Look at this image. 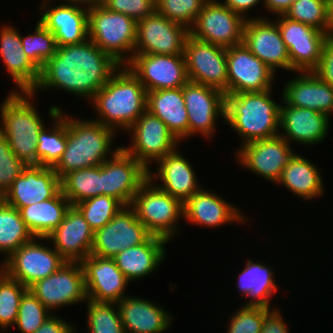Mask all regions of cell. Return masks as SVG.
<instances>
[{
    "label": "cell",
    "mask_w": 333,
    "mask_h": 333,
    "mask_svg": "<svg viewBox=\"0 0 333 333\" xmlns=\"http://www.w3.org/2000/svg\"><path fill=\"white\" fill-rule=\"evenodd\" d=\"M130 206L152 236L170 242L178 235V222L184 218L183 202L159 189L149 179L135 194Z\"/></svg>",
    "instance_id": "obj_7"
},
{
    "label": "cell",
    "mask_w": 333,
    "mask_h": 333,
    "mask_svg": "<svg viewBox=\"0 0 333 333\" xmlns=\"http://www.w3.org/2000/svg\"><path fill=\"white\" fill-rule=\"evenodd\" d=\"M27 165L11 150L7 138L0 132V196L11 187Z\"/></svg>",
    "instance_id": "obj_48"
},
{
    "label": "cell",
    "mask_w": 333,
    "mask_h": 333,
    "mask_svg": "<svg viewBox=\"0 0 333 333\" xmlns=\"http://www.w3.org/2000/svg\"><path fill=\"white\" fill-rule=\"evenodd\" d=\"M70 206L60 190L53 198L22 207L19 212L34 237L47 238L63 221Z\"/></svg>",
    "instance_id": "obj_36"
},
{
    "label": "cell",
    "mask_w": 333,
    "mask_h": 333,
    "mask_svg": "<svg viewBox=\"0 0 333 333\" xmlns=\"http://www.w3.org/2000/svg\"><path fill=\"white\" fill-rule=\"evenodd\" d=\"M34 31L27 36L21 34L22 48L31 62L41 70L57 51L54 34L38 20Z\"/></svg>",
    "instance_id": "obj_41"
},
{
    "label": "cell",
    "mask_w": 333,
    "mask_h": 333,
    "mask_svg": "<svg viewBox=\"0 0 333 333\" xmlns=\"http://www.w3.org/2000/svg\"><path fill=\"white\" fill-rule=\"evenodd\" d=\"M183 55L189 81L211 86L228 94L226 48L189 35Z\"/></svg>",
    "instance_id": "obj_16"
},
{
    "label": "cell",
    "mask_w": 333,
    "mask_h": 333,
    "mask_svg": "<svg viewBox=\"0 0 333 333\" xmlns=\"http://www.w3.org/2000/svg\"><path fill=\"white\" fill-rule=\"evenodd\" d=\"M27 290L26 286L0 269V330L15 327L20 301Z\"/></svg>",
    "instance_id": "obj_42"
},
{
    "label": "cell",
    "mask_w": 333,
    "mask_h": 333,
    "mask_svg": "<svg viewBox=\"0 0 333 333\" xmlns=\"http://www.w3.org/2000/svg\"><path fill=\"white\" fill-rule=\"evenodd\" d=\"M245 21L220 0H208L189 31L200 41L227 49L243 43Z\"/></svg>",
    "instance_id": "obj_10"
},
{
    "label": "cell",
    "mask_w": 333,
    "mask_h": 333,
    "mask_svg": "<svg viewBox=\"0 0 333 333\" xmlns=\"http://www.w3.org/2000/svg\"><path fill=\"white\" fill-rule=\"evenodd\" d=\"M272 90L225 94L224 122L243 140L239 146L279 135L281 104Z\"/></svg>",
    "instance_id": "obj_4"
},
{
    "label": "cell",
    "mask_w": 333,
    "mask_h": 333,
    "mask_svg": "<svg viewBox=\"0 0 333 333\" xmlns=\"http://www.w3.org/2000/svg\"><path fill=\"white\" fill-rule=\"evenodd\" d=\"M147 180L148 170L122 148L101 164L102 195L117 199L123 206L131 205Z\"/></svg>",
    "instance_id": "obj_18"
},
{
    "label": "cell",
    "mask_w": 333,
    "mask_h": 333,
    "mask_svg": "<svg viewBox=\"0 0 333 333\" xmlns=\"http://www.w3.org/2000/svg\"><path fill=\"white\" fill-rule=\"evenodd\" d=\"M327 4L332 2L333 0H324Z\"/></svg>",
    "instance_id": "obj_57"
},
{
    "label": "cell",
    "mask_w": 333,
    "mask_h": 333,
    "mask_svg": "<svg viewBox=\"0 0 333 333\" xmlns=\"http://www.w3.org/2000/svg\"><path fill=\"white\" fill-rule=\"evenodd\" d=\"M43 241L46 242V238L34 237L23 244L0 262V269L27 288L35 281L52 275L66 261L52 246L44 245Z\"/></svg>",
    "instance_id": "obj_9"
},
{
    "label": "cell",
    "mask_w": 333,
    "mask_h": 333,
    "mask_svg": "<svg viewBox=\"0 0 333 333\" xmlns=\"http://www.w3.org/2000/svg\"><path fill=\"white\" fill-rule=\"evenodd\" d=\"M19 33L14 25L0 26V58L18 86L11 92H33L40 80V70L26 56Z\"/></svg>",
    "instance_id": "obj_29"
},
{
    "label": "cell",
    "mask_w": 333,
    "mask_h": 333,
    "mask_svg": "<svg viewBox=\"0 0 333 333\" xmlns=\"http://www.w3.org/2000/svg\"><path fill=\"white\" fill-rule=\"evenodd\" d=\"M126 133L131 136L130 146L120 147L147 170L151 169L153 161L155 163L162 159L176 150L180 144L166 124L147 110Z\"/></svg>",
    "instance_id": "obj_8"
},
{
    "label": "cell",
    "mask_w": 333,
    "mask_h": 333,
    "mask_svg": "<svg viewBox=\"0 0 333 333\" xmlns=\"http://www.w3.org/2000/svg\"><path fill=\"white\" fill-rule=\"evenodd\" d=\"M216 191L200 188L183 203L184 218L187 224L215 228L225 224L245 223L246 214L236 204L224 200Z\"/></svg>",
    "instance_id": "obj_22"
},
{
    "label": "cell",
    "mask_w": 333,
    "mask_h": 333,
    "mask_svg": "<svg viewBox=\"0 0 333 333\" xmlns=\"http://www.w3.org/2000/svg\"><path fill=\"white\" fill-rule=\"evenodd\" d=\"M117 306L126 333H163L174 321L173 315L164 306L144 297L127 294L117 302Z\"/></svg>",
    "instance_id": "obj_31"
},
{
    "label": "cell",
    "mask_w": 333,
    "mask_h": 333,
    "mask_svg": "<svg viewBox=\"0 0 333 333\" xmlns=\"http://www.w3.org/2000/svg\"><path fill=\"white\" fill-rule=\"evenodd\" d=\"M280 135L248 142L234 151L236 161L247 171L276 184L284 167L295 154L292 146Z\"/></svg>",
    "instance_id": "obj_13"
},
{
    "label": "cell",
    "mask_w": 333,
    "mask_h": 333,
    "mask_svg": "<svg viewBox=\"0 0 333 333\" xmlns=\"http://www.w3.org/2000/svg\"><path fill=\"white\" fill-rule=\"evenodd\" d=\"M183 97L189 120V137L196 134L205 139L215 135L217 120L225 119V93L217 88L188 81ZM219 117V118H218Z\"/></svg>",
    "instance_id": "obj_17"
},
{
    "label": "cell",
    "mask_w": 333,
    "mask_h": 333,
    "mask_svg": "<svg viewBox=\"0 0 333 333\" xmlns=\"http://www.w3.org/2000/svg\"><path fill=\"white\" fill-rule=\"evenodd\" d=\"M94 231L79 210L71 205L63 221L46 238L66 262L81 263L91 254Z\"/></svg>",
    "instance_id": "obj_28"
},
{
    "label": "cell",
    "mask_w": 333,
    "mask_h": 333,
    "mask_svg": "<svg viewBox=\"0 0 333 333\" xmlns=\"http://www.w3.org/2000/svg\"><path fill=\"white\" fill-rule=\"evenodd\" d=\"M244 45L275 74L277 69L291 72L288 49L277 23L269 18H248L244 24Z\"/></svg>",
    "instance_id": "obj_21"
},
{
    "label": "cell",
    "mask_w": 333,
    "mask_h": 333,
    "mask_svg": "<svg viewBox=\"0 0 333 333\" xmlns=\"http://www.w3.org/2000/svg\"><path fill=\"white\" fill-rule=\"evenodd\" d=\"M28 289L50 311L88 300L83 266L66 262L52 275L35 281Z\"/></svg>",
    "instance_id": "obj_11"
},
{
    "label": "cell",
    "mask_w": 333,
    "mask_h": 333,
    "mask_svg": "<svg viewBox=\"0 0 333 333\" xmlns=\"http://www.w3.org/2000/svg\"><path fill=\"white\" fill-rule=\"evenodd\" d=\"M220 2L229 7L232 11L239 13L246 19L265 18L264 16L259 17L258 15L255 17H248L247 15L248 12H250L252 9L255 10V6H259L261 3L263 4V0H222Z\"/></svg>",
    "instance_id": "obj_53"
},
{
    "label": "cell",
    "mask_w": 333,
    "mask_h": 333,
    "mask_svg": "<svg viewBox=\"0 0 333 333\" xmlns=\"http://www.w3.org/2000/svg\"><path fill=\"white\" fill-rule=\"evenodd\" d=\"M147 111L161 119L180 143L189 137L183 87L147 92Z\"/></svg>",
    "instance_id": "obj_34"
},
{
    "label": "cell",
    "mask_w": 333,
    "mask_h": 333,
    "mask_svg": "<svg viewBox=\"0 0 333 333\" xmlns=\"http://www.w3.org/2000/svg\"><path fill=\"white\" fill-rule=\"evenodd\" d=\"M74 206L79 210L94 232L111 221L123 207L117 199L106 195H99L83 200Z\"/></svg>",
    "instance_id": "obj_43"
},
{
    "label": "cell",
    "mask_w": 333,
    "mask_h": 333,
    "mask_svg": "<svg viewBox=\"0 0 333 333\" xmlns=\"http://www.w3.org/2000/svg\"><path fill=\"white\" fill-rule=\"evenodd\" d=\"M34 236L26 227L18 209L0 201V255L7 259Z\"/></svg>",
    "instance_id": "obj_38"
},
{
    "label": "cell",
    "mask_w": 333,
    "mask_h": 333,
    "mask_svg": "<svg viewBox=\"0 0 333 333\" xmlns=\"http://www.w3.org/2000/svg\"><path fill=\"white\" fill-rule=\"evenodd\" d=\"M126 66L147 92L183 87L189 81L184 55L134 54Z\"/></svg>",
    "instance_id": "obj_20"
},
{
    "label": "cell",
    "mask_w": 333,
    "mask_h": 333,
    "mask_svg": "<svg viewBox=\"0 0 333 333\" xmlns=\"http://www.w3.org/2000/svg\"><path fill=\"white\" fill-rule=\"evenodd\" d=\"M320 170L314 162L296 152L284 167L275 185L286 187L294 196L309 202L314 198H320L325 192Z\"/></svg>",
    "instance_id": "obj_33"
},
{
    "label": "cell",
    "mask_w": 333,
    "mask_h": 333,
    "mask_svg": "<svg viewBox=\"0 0 333 333\" xmlns=\"http://www.w3.org/2000/svg\"><path fill=\"white\" fill-rule=\"evenodd\" d=\"M276 17L273 20H276L288 49L291 72H314L319 67L328 34L305 23L290 20L284 15Z\"/></svg>",
    "instance_id": "obj_12"
},
{
    "label": "cell",
    "mask_w": 333,
    "mask_h": 333,
    "mask_svg": "<svg viewBox=\"0 0 333 333\" xmlns=\"http://www.w3.org/2000/svg\"><path fill=\"white\" fill-rule=\"evenodd\" d=\"M279 309L273 308L265 315L261 333H290Z\"/></svg>",
    "instance_id": "obj_51"
},
{
    "label": "cell",
    "mask_w": 333,
    "mask_h": 333,
    "mask_svg": "<svg viewBox=\"0 0 333 333\" xmlns=\"http://www.w3.org/2000/svg\"><path fill=\"white\" fill-rule=\"evenodd\" d=\"M155 2L156 0H104L103 5L108 10L125 14L139 21L156 10Z\"/></svg>",
    "instance_id": "obj_49"
},
{
    "label": "cell",
    "mask_w": 333,
    "mask_h": 333,
    "mask_svg": "<svg viewBox=\"0 0 333 333\" xmlns=\"http://www.w3.org/2000/svg\"><path fill=\"white\" fill-rule=\"evenodd\" d=\"M284 16L328 34V4L324 0H295Z\"/></svg>",
    "instance_id": "obj_44"
},
{
    "label": "cell",
    "mask_w": 333,
    "mask_h": 333,
    "mask_svg": "<svg viewBox=\"0 0 333 333\" xmlns=\"http://www.w3.org/2000/svg\"><path fill=\"white\" fill-rule=\"evenodd\" d=\"M61 191L75 205L102 195L101 165L72 171L61 179Z\"/></svg>",
    "instance_id": "obj_39"
},
{
    "label": "cell",
    "mask_w": 333,
    "mask_h": 333,
    "mask_svg": "<svg viewBox=\"0 0 333 333\" xmlns=\"http://www.w3.org/2000/svg\"><path fill=\"white\" fill-rule=\"evenodd\" d=\"M156 163L155 171L148 170V179L172 197L184 203L201 188L193 166L180 153L179 146Z\"/></svg>",
    "instance_id": "obj_27"
},
{
    "label": "cell",
    "mask_w": 333,
    "mask_h": 333,
    "mask_svg": "<svg viewBox=\"0 0 333 333\" xmlns=\"http://www.w3.org/2000/svg\"><path fill=\"white\" fill-rule=\"evenodd\" d=\"M52 314L28 289L20 301L15 326L21 333H34Z\"/></svg>",
    "instance_id": "obj_45"
},
{
    "label": "cell",
    "mask_w": 333,
    "mask_h": 333,
    "mask_svg": "<svg viewBox=\"0 0 333 333\" xmlns=\"http://www.w3.org/2000/svg\"><path fill=\"white\" fill-rule=\"evenodd\" d=\"M60 190L61 179L53 167L27 165L1 198L6 204L19 210L51 199Z\"/></svg>",
    "instance_id": "obj_24"
},
{
    "label": "cell",
    "mask_w": 333,
    "mask_h": 333,
    "mask_svg": "<svg viewBox=\"0 0 333 333\" xmlns=\"http://www.w3.org/2000/svg\"><path fill=\"white\" fill-rule=\"evenodd\" d=\"M295 0H263V6L271 14L284 15Z\"/></svg>",
    "instance_id": "obj_54"
},
{
    "label": "cell",
    "mask_w": 333,
    "mask_h": 333,
    "mask_svg": "<svg viewBox=\"0 0 333 333\" xmlns=\"http://www.w3.org/2000/svg\"><path fill=\"white\" fill-rule=\"evenodd\" d=\"M0 105V132L14 154L26 165H39L38 136L45 127L34 105L33 92H9Z\"/></svg>",
    "instance_id": "obj_5"
},
{
    "label": "cell",
    "mask_w": 333,
    "mask_h": 333,
    "mask_svg": "<svg viewBox=\"0 0 333 333\" xmlns=\"http://www.w3.org/2000/svg\"><path fill=\"white\" fill-rule=\"evenodd\" d=\"M232 313L226 333H261L265 315L271 310L260 306H244Z\"/></svg>",
    "instance_id": "obj_47"
},
{
    "label": "cell",
    "mask_w": 333,
    "mask_h": 333,
    "mask_svg": "<svg viewBox=\"0 0 333 333\" xmlns=\"http://www.w3.org/2000/svg\"><path fill=\"white\" fill-rule=\"evenodd\" d=\"M120 66L90 39L58 46L55 55L40 70V80L33 93L36 95L39 89H60L89 102Z\"/></svg>",
    "instance_id": "obj_1"
},
{
    "label": "cell",
    "mask_w": 333,
    "mask_h": 333,
    "mask_svg": "<svg viewBox=\"0 0 333 333\" xmlns=\"http://www.w3.org/2000/svg\"><path fill=\"white\" fill-rule=\"evenodd\" d=\"M114 129L90 119L67 115V143L60 160L53 167L60 179L66 174L99 166L112 157L121 147L113 150L116 136ZM111 155V156H110Z\"/></svg>",
    "instance_id": "obj_3"
},
{
    "label": "cell",
    "mask_w": 333,
    "mask_h": 333,
    "mask_svg": "<svg viewBox=\"0 0 333 333\" xmlns=\"http://www.w3.org/2000/svg\"><path fill=\"white\" fill-rule=\"evenodd\" d=\"M152 235L137 219L135 210L123 206L104 227L94 232L91 255L113 258L124 249L145 243Z\"/></svg>",
    "instance_id": "obj_14"
},
{
    "label": "cell",
    "mask_w": 333,
    "mask_h": 333,
    "mask_svg": "<svg viewBox=\"0 0 333 333\" xmlns=\"http://www.w3.org/2000/svg\"><path fill=\"white\" fill-rule=\"evenodd\" d=\"M75 326L53 313L34 333H77Z\"/></svg>",
    "instance_id": "obj_52"
},
{
    "label": "cell",
    "mask_w": 333,
    "mask_h": 333,
    "mask_svg": "<svg viewBox=\"0 0 333 333\" xmlns=\"http://www.w3.org/2000/svg\"><path fill=\"white\" fill-rule=\"evenodd\" d=\"M87 331L90 333H126L121 322L117 303L96 302L88 299Z\"/></svg>",
    "instance_id": "obj_40"
},
{
    "label": "cell",
    "mask_w": 333,
    "mask_h": 333,
    "mask_svg": "<svg viewBox=\"0 0 333 333\" xmlns=\"http://www.w3.org/2000/svg\"><path fill=\"white\" fill-rule=\"evenodd\" d=\"M167 243L163 238L151 236L145 243L124 249L112 259L130 282H136L153 274L165 261Z\"/></svg>",
    "instance_id": "obj_32"
},
{
    "label": "cell",
    "mask_w": 333,
    "mask_h": 333,
    "mask_svg": "<svg viewBox=\"0 0 333 333\" xmlns=\"http://www.w3.org/2000/svg\"><path fill=\"white\" fill-rule=\"evenodd\" d=\"M226 60L228 94L274 89L275 73L256 57L244 43L227 48Z\"/></svg>",
    "instance_id": "obj_19"
},
{
    "label": "cell",
    "mask_w": 333,
    "mask_h": 333,
    "mask_svg": "<svg viewBox=\"0 0 333 333\" xmlns=\"http://www.w3.org/2000/svg\"><path fill=\"white\" fill-rule=\"evenodd\" d=\"M328 36H333V1L328 3Z\"/></svg>",
    "instance_id": "obj_56"
},
{
    "label": "cell",
    "mask_w": 333,
    "mask_h": 333,
    "mask_svg": "<svg viewBox=\"0 0 333 333\" xmlns=\"http://www.w3.org/2000/svg\"><path fill=\"white\" fill-rule=\"evenodd\" d=\"M81 264L88 299L96 302L117 303L127 296L125 291L131 282L112 258L90 254Z\"/></svg>",
    "instance_id": "obj_25"
},
{
    "label": "cell",
    "mask_w": 333,
    "mask_h": 333,
    "mask_svg": "<svg viewBox=\"0 0 333 333\" xmlns=\"http://www.w3.org/2000/svg\"><path fill=\"white\" fill-rule=\"evenodd\" d=\"M266 263H257L248 259L245 267L240 274H237L238 280L235 285L243 298H246L244 306H260L269 309L271 307V298L277 293L279 287L274 279L276 274ZM278 287V288H277Z\"/></svg>",
    "instance_id": "obj_35"
},
{
    "label": "cell",
    "mask_w": 333,
    "mask_h": 333,
    "mask_svg": "<svg viewBox=\"0 0 333 333\" xmlns=\"http://www.w3.org/2000/svg\"><path fill=\"white\" fill-rule=\"evenodd\" d=\"M61 106L51 105L48 114L53 120L51 128L46 126L38 136L37 156L39 165L54 167L60 160L67 143V116L63 114Z\"/></svg>",
    "instance_id": "obj_37"
},
{
    "label": "cell",
    "mask_w": 333,
    "mask_h": 333,
    "mask_svg": "<svg viewBox=\"0 0 333 333\" xmlns=\"http://www.w3.org/2000/svg\"><path fill=\"white\" fill-rule=\"evenodd\" d=\"M90 103L98 116L93 120L125 133L147 110V91L129 68L121 65Z\"/></svg>",
    "instance_id": "obj_2"
},
{
    "label": "cell",
    "mask_w": 333,
    "mask_h": 333,
    "mask_svg": "<svg viewBox=\"0 0 333 333\" xmlns=\"http://www.w3.org/2000/svg\"><path fill=\"white\" fill-rule=\"evenodd\" d=\"M136 31L137 21L125 14L103 4L88 9L89 39L120 65H126L134 55Z\"/></svg>",
    "instance_id": "obj_6"
},
{
    "label": "cell",
    "mask_w": 333,
    "mask_h": 333,
    "mask_svg": "<svg viewBox=\"0 0 333 333\" xmlns=\"http://www.w3.org/2000/svg\"><path fill=\"white\" fill-rule=\"evenodd\" d=\"M297 74L283 86L282 102L298 108H309L331 117L333 87L315 72H297Z\"/></svg>",
    "instance_id": "obj_30"
},
{
    "label": "cell",
    "mask_w": 333,
    "mask_h": 333,
    "mask_svg": "<svg viewBox=\"0 0 333 333\" xmlns=\"http://www.w3.org/2000/svg\"><path fill=\"white\" fill-rule=\"evenodd\" d=\"M330 122V117L324 113L281 102L279 135L290 144L319 145L329 133Z\"/></svg>",
    "instance_id": "obj_26"
},
{
    "label": "cell",
    "mask_w": 333,
    "mask_h": 333,
    "mask_svg": "<svg viewBox=\"0 0 333 333\" xmlns=\"http://www.w3.org/2000/svg\"><path fill=\"white\" fill-rule=\"evenodd\" d=\"M59 1H61L63 4L79 5L87 9L93 8L97 5H102L104 2V0H64V1L59 0Z\"/></svg>",
    "instance_id": "obj_55"
},
{
    "label": "cell",
    "mask_w": 333,
    "mask_h": 333,
    "mask_svg": "<svg viewBox=\"0 0 333 333\" xmlns=\"http://www.w3.org/2000/svg\"><path fill=\"white\" fill-rule=\"evenodd\" d=\"M43 0L38 8L37 17L51 33L54 34L57 46L79 44L88 37V9L79 5L54 3Z\"/></svg>",
    "instance_id": "obj_23"
},
{
    "label": "cell",
    "mask_w": 333,
    "mask_h": 333,
    "mask_svg": "<svg viewBox=\"0 0 333 333\" xmlns=\"http://www.w3.org/2000/svg\"><path fill=\"white\" fill-rule=\"evenodd\" d=\"M190 31L156 10L137 21L134 54L183 55Z\"/></svg>",
    "instance_id": "obj_15"
},
{
    "label": "cell",
    "mask_w": 333,
    "mask_h": 333,
    "mask_svg": "<svg viewBox=\"0 0 333 333\" xmlns=\"http://www.w3.org/2000/svg\"><path fill=\"white\" fill-rule=\"evenodd\" d=\"M208 0H156V11L190 29Z\"/></svg>",
    "instance_id": "obj_46"
},
{
    "label": "cell",
    "mask_w": 333,
    "mask_h": 333,
    "mask_svg": "<svg viewBox=\"0 0 333 333\" xmlns=\"http://www.w3.org/2000/svg\"><path fill=\"white\" fill-rule=\"evenodd\" d=\"M314 72L333 87V36L325 40L319 67Z\"/></svg>",
    "instance_id": "obj_50"
}]
</instances>
